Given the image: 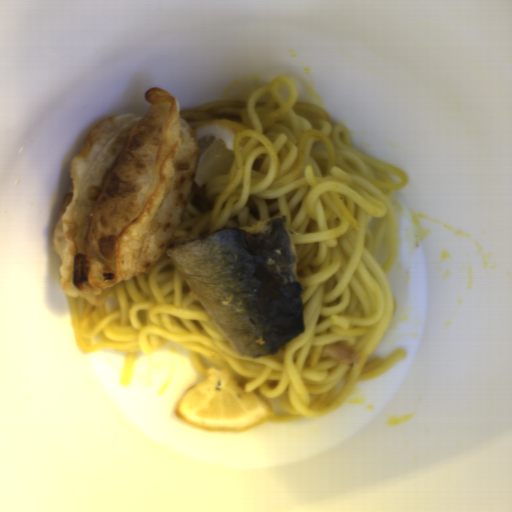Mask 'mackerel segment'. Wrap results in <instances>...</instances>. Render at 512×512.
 Wrapping results in <instances>:
<instances>
[{
  "label": "mackerel segment",
  "instance_id": "1",
  "mask_svg": "<svg viewBox=\"0 0 512 512\" xmlns=\"http://www.w3.org/2000/svg\"><path fill=\"white\" fill-rule=\"evenodd\" d=\"M162 254L240 357L277 354L305 332L299 259L285 214L173 238Z\"/></svg>",
  "mask_w": 512,
  "mask_h": 512
},
{
  "label": "mackerel segment",
  "instance_id": "2",
  "mask_svg": "<svg viewBox=\"0 0 512 512\" xmlns=\"http://www.w3.org/2000/svg\"><path fill=\"white\" fill-rule=\"evenodd\" d=\"M320 358H330L342 366L360 367V358L357 351L345 345H332L323 349Z\"/></svg>",
  "mask_w": 512,
  "mask_h": 512
}]
</instances>
